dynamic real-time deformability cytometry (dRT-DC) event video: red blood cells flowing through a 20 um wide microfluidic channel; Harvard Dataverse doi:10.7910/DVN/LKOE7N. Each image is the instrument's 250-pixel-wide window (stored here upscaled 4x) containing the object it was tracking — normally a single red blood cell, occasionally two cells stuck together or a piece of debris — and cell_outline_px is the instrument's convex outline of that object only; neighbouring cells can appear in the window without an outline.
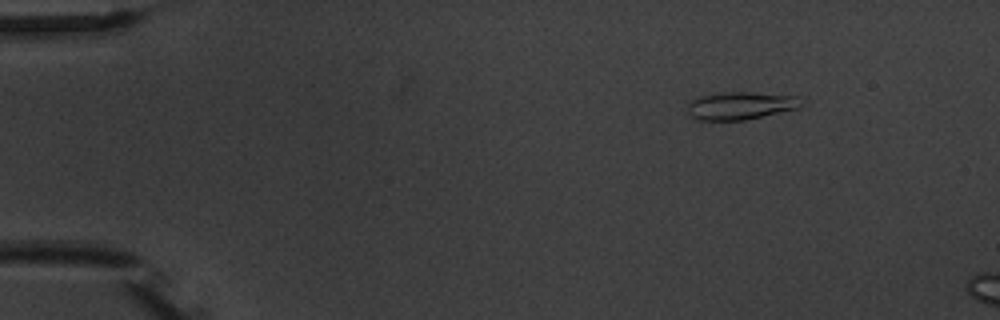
{"species": "common noctule bat (a hibernating species)", "species_latin": "Nyctalus noctula", "temperature_condition": "warm", "stored_images_in_passage": 4, "camera_frame_rate_fps": 3000, "um_per_image_px": 0.085, "animal": {"sex": "male", "body_mass_g": 20.1, "forearm_length_mm": 53.5}, "frame": {"image": 1, "passage_image": 2, "time_ms": 1.333, "image_size_px": [1000, 320], "cell_outline_px": [[808, 104], [800, 108], [744, 120], [696, 120], [688, 116], [688, 104], [692, 100], [700, 96], [720, 92], [752, 92], [796, 96], [804, 100]], "centroid_in_image_um": [62.99, 8.98], "position_along_channel_um": 22.0, "area_um2": 18.73}}